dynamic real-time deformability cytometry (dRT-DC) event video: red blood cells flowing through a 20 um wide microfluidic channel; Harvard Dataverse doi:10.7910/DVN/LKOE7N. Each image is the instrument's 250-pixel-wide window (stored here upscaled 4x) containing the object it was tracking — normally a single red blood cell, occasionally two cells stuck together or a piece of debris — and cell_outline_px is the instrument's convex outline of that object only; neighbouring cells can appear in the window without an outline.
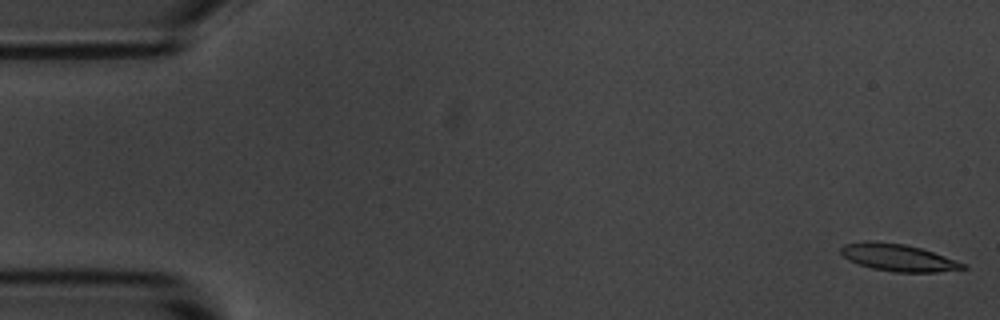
{"species": "common noctule bat (a hibernating species)", "species_latin": "Nyctalus noctula", "temperature_condition": "room temperature", "stored_images_in_passage": 4, "camera_frame_rate_fps": 3000, "um_per_image_px": 0.085, "animal": {"sex": "male", "body_mass_g": 20.1, "forearm_length_mm": 53.5}, "frame": {"image": 1, "passage_image": 1, "time_ms": 0.0, "image_size_px": [1000, 320], "cell_outline_px": [[968, 268], [936, 272], [892, 272], [872, 268], [848, 260], [840, 252], [840, 248], [844, 244], [868, 240], [904, 244], [920, 248], [944, 256], [964, 264]], "centroid_in_image_um": [76.29, 21.89], "position_along_channel_um": 8.7, "area_um2": 19.07}}
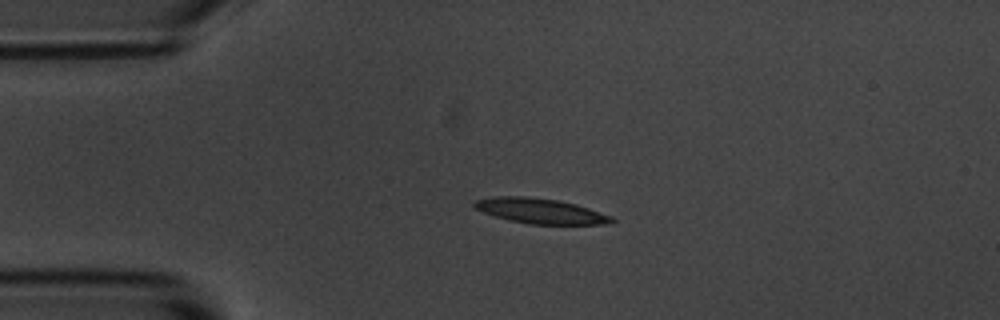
{"frame": {"image": 2, "passage_image": 4, "time_ms": 3.667, "image_size_px": [1000, 320], "cell_outline_px": [[616, 220], [612, 224], [532, 224], [512, 220], [496, 216], [484, 212], [476, 208], [472, 204], [476, 200], [492, 196], [524, 196], [556, 200], [576, 204], [612, 216]], "centroid_in_image_um": [45.97, 17.93], "position_along_channel_um": 39.0, "area_um2": 19.88}}